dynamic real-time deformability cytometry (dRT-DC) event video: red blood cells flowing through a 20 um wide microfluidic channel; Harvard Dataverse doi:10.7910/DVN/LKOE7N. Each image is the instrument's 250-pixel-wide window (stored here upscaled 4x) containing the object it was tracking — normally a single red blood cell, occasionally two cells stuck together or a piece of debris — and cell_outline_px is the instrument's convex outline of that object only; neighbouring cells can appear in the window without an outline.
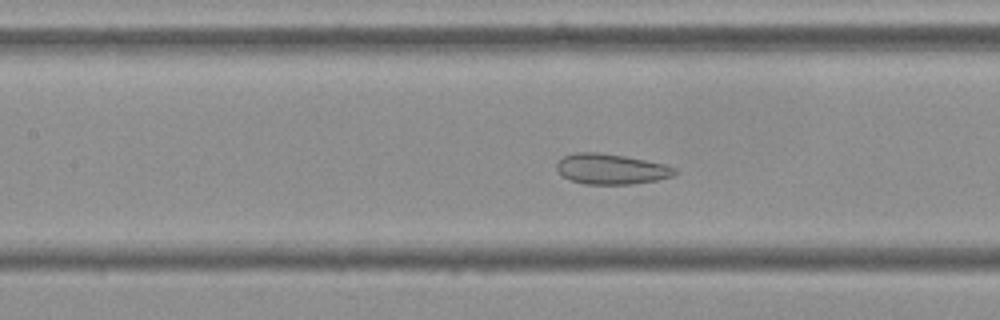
{"species": "Egyptian fruit bat (a non-hibernating species)", "species_latin": "Rousettus aegyptiacus", "temperature_condition": "cold", "stored_images_in_passage": 51, "camera_frame_rate_fps": 3000, "um_per_image_px": 0.085, "frame": {"image": 1, "passage_image": 20, "time_ms": 6.333, "image_size_px": [1000, 320], "cell_outline_px": [[676, 172], [672, 176], [656, 180], [632, 184], [584, 184], [572, 180], [564, 176], [556, 168], [556, 164], [564, 156], [576, 152], [596, 152], [624, 156], [664, 164], [676, 168]], "centroid_in_image_um": [51.94, 14.37], "position_along_channel_um": 155.5, "area_um2": 20.63}}
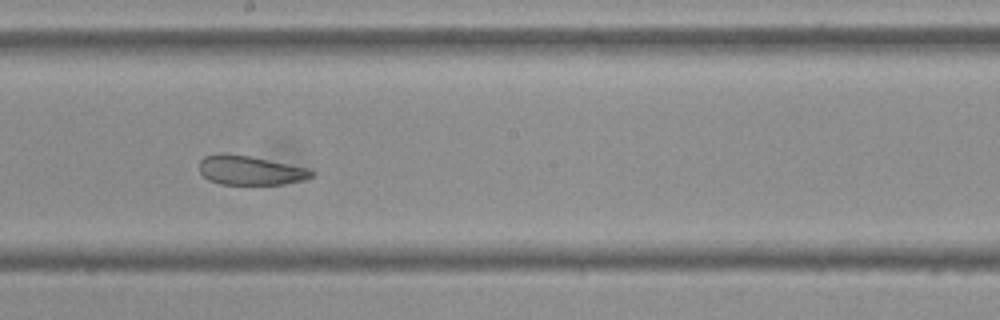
{"frame": {"image": 2, "passage_image": 26, "time_ms": 8.333, "image_size_px": [1000, 320], "cell_outline_px": [[316, 172], [312, 176], [304, 180], [284, 184], [220, 184], [208, 180], [200, 172], [200, 160], [204, 156], [216, 152], [228, 152], [308, 168]], "centroid_in_image_um": [21.23, 14.46], "position_along_channel_um": 227.0, "area_um2": 19.25}}
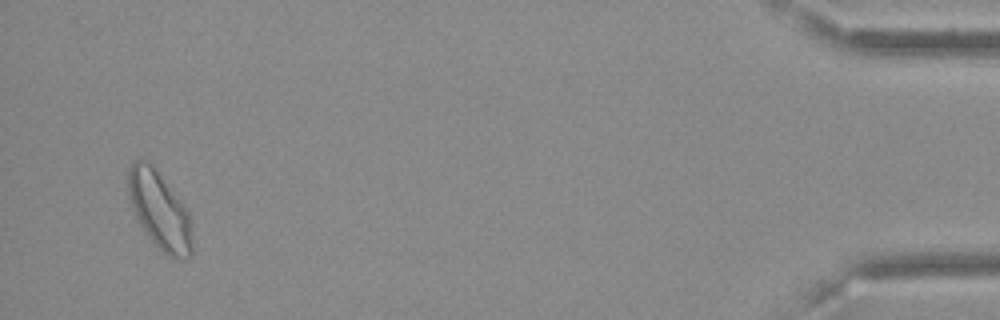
{"frame": {"image": 3, "passage_image": 49, "time_ms": 16.0, "image_size_px": [1000, 320], "cell_outline_px": [[192, 252], [188, 256], [176, 260], [168, 256], [148, 236], [140, 224], [136, 216], [128, 192], [128, 168], [136, 160], [148, 160], [180, 200], [188, 212], [192, 232]], "centroid_in_image_um": [13.57, 17.89], "position_along_channel_um": 421.6, "area_um2": 28.32}, "authors_computed_cell_mechanics": {"area_um2": 23.0622, "velocity_mm_per_s": 3.5888, "shape_relaxation_time_tau1_ms": null, "shape_relaxation_time_tau2_ms": 1.6982, "deformation_change_tau1": null, "deformation_change_tau2": 0.092}}